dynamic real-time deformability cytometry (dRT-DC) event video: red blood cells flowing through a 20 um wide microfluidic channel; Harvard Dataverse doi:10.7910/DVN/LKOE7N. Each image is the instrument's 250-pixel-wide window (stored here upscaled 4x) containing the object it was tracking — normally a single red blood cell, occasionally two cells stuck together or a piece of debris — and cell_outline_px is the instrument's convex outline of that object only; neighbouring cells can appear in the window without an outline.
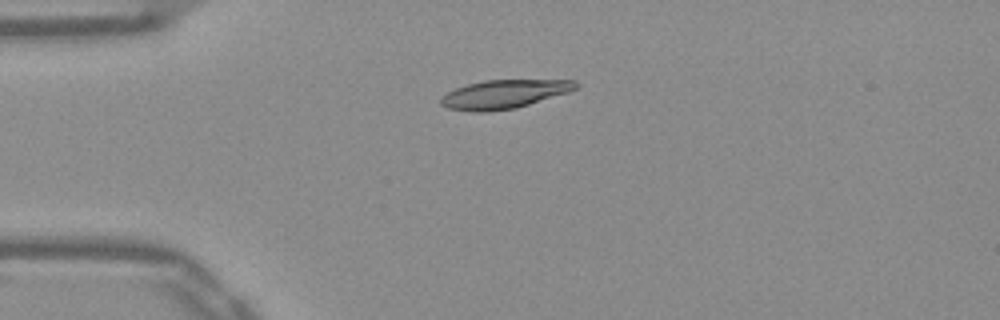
{"species": "Egyptian fruit bat (a non-hibernating species)", "species_latin": "Rousettus aegyptiacus", "temperature_condition": "warm", "stored_images_in_passage": 33, "camera_frame_rate_fps": 3000, "um_per_image_px": 0.085, "frame": {"image": 1, "passage_image": 1, "time_ms": 0.0, "image_size_px": [1000, 320], "cell_outline_px": [[580, 84], [576, 88], [568, 92], [516, 108], [488, 112], [472, 112], [448, 108], [440, 104], [440, 100], [448, 92], [456, 88], [468, 84], [484, 80], [576, 80]], "centroid_in_image_um": [42.85, 8.01], "position_along_channel_um": 42.2, "area_um2": 22.43}}
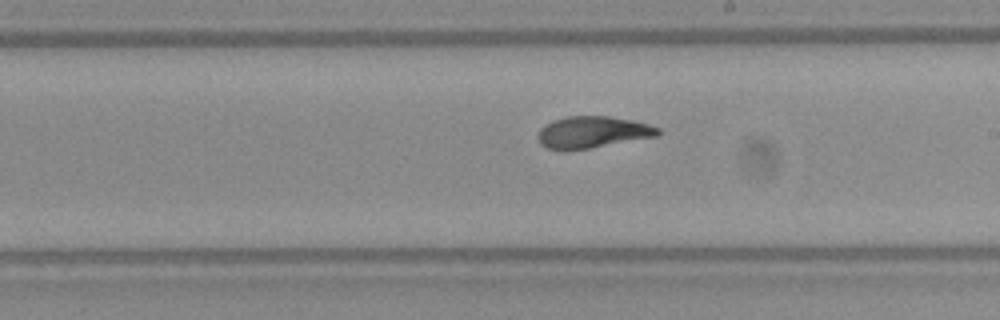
{"frame": {"image": 2, "passage_image": 18, "time_ms": 5.667, "image_size_px": [1000, 320], "cell_outline_px": [[664, 132], [656, 136], [588, 148], [548, 148], [540, 144], [536, 136], [540, 128], [544, 124], [552, 120], [568, 116], [608, 116], [632, 120], [648, 124], [660, 128]], "centroid_in_image_um": [50.37, 11.2], "position_along_channel_um": 238.6, "area_um2": 21.85}}
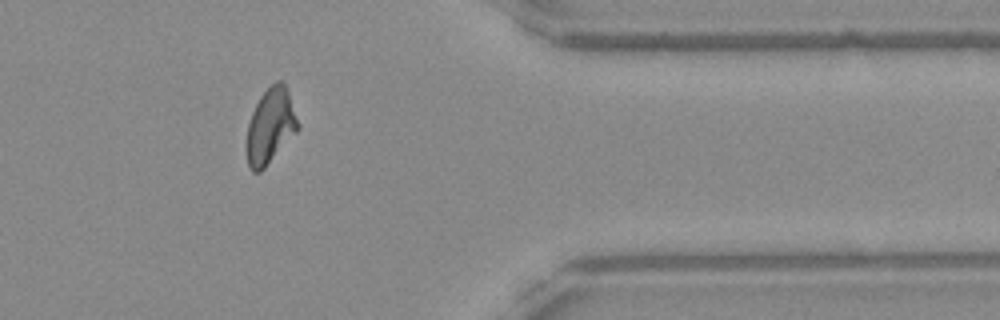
{"frame": {"image": 3, "passage_image": 31, "time_ms": 10.0, "image_size_px": [1000, 320], "cell_outline_px": [[300, 128], [264, 168], [260, 172], [252, 172], [248, 168], [244, 148], [248, 124], [252, 112], [260, 96], [276, 80], [280, 80], [284, 84], [288, 92], [300, 124]], "centroid_in_image_um": [22.95, 10.76], "position_along_channel_um": 388.5, "area_um2": 22.72}, "authors_computed_cell_mechanics": {"area_um2": 22.5998, "velocity_mm_per_s": 3.8861, "shape_relaxation_time_tau1_ms": 9.1834, "shape_relaxation_time_tau2_ms": 1.394, "deformation_change_tau1": 0.2551, "deformation_change_tau2": 0.0605}}